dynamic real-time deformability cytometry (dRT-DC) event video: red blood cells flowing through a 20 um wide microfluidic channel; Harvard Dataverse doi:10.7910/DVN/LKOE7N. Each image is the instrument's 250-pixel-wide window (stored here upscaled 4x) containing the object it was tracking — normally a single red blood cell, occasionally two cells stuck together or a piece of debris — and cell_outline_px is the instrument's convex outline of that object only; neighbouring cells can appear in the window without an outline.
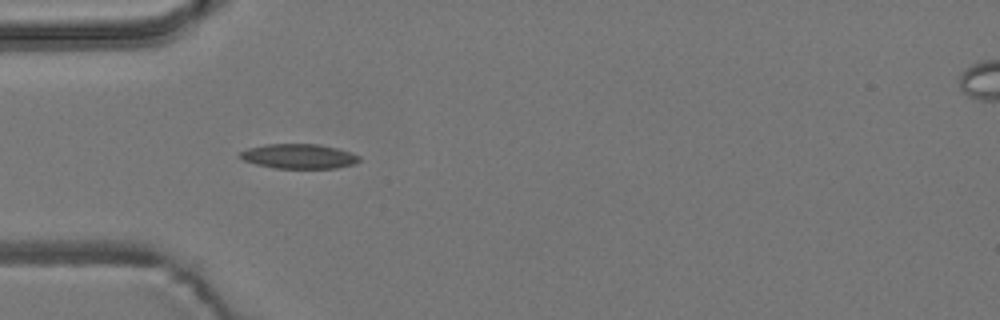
{"species": "common noctule bat (a hibernating species)", "species_latin": "Nyctalus noctula", "temperature_condition": "room temperature", "stored_images_in_passage": 13, "camera_frame_rate_fps": 3000, "um_per_image_px": 0.085, "animal": {"sex": "male", "body_mass_g": 19.2, "forearm_length_mm": 51.8}, "frame": {"image": 1, "passage_image": 3, "time_ms": 3.0, "image_size_px": [1000, 320], "cell_outline_px": [[360, 160], [352, 164], [336, 168], [276, 168], [256, 164], [244, 160], [236, 156], [240, 152], [248, 148], [268, 144], [316, 144], [336, 148], [352, 152], [360, 156]], "centroid_in_image_um": [25.39, 13.28], "position_along_channel_um": 59.6, "area_um2": 17.05}}
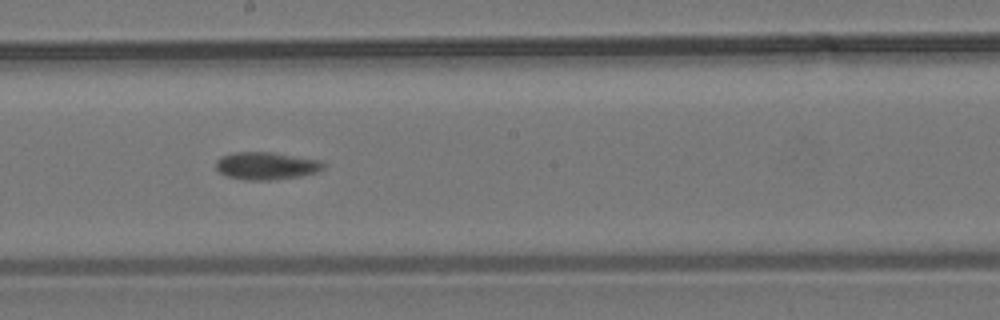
{"frame": {"image": 2, "passage_image": 7, "time_ms": 7.667, "image_size_px": [1000, 320], "cell_outline_px": [[328, 164], [324, 168], [316, 172], [300, 176], [272, 180], [244, 180], [228, 176], [220, 172], [216, 168], [216, 160], [220, 156], [232, 152], [272, 152], [320, 160]], "centroid_in_image_um": [22.64, 14.09], "position_along_channel_um": 225.6, "area_um2": 17.4}}
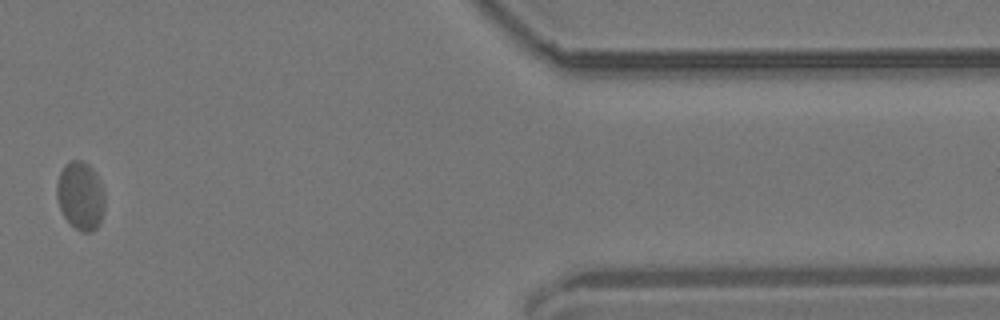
{"frame": {"image": 3, "passage_image": 12, "time_ms": 14.0, "image_size_px": [1000, 320], "cell_outline_px": [[104, 208], [100, 224], [92, 232], [80, 232], [64, 216], [60, 208], [56, 196], [56, 184], [60, 172], [64, 164], [72, 160], [80, 160], [88, 164], [96, 172], [100, 180], [104, 192]], "centroid_in_image_um": [6.85, 16.63], "position_along_channel_um": 404.6, "area_um2": 19.25}}